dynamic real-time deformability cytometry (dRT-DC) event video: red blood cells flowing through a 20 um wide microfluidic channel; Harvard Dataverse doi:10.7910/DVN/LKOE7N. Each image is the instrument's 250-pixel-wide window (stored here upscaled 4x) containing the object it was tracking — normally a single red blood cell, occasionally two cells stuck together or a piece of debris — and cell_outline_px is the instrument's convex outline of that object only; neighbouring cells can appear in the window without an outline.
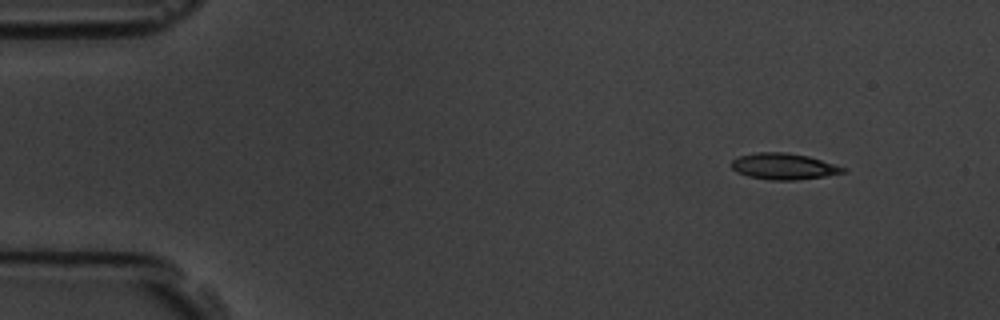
{"species": "common noctule bat (a hibernating species)", "species_latin": "Nyctalus noctula", "temperature_condition": "room temperature", "stored_images_in_passage": 5, "segment_of_instrument_passage": [2, 2], "camera_frame_rate_fps": 3000, "um_per_image_px": 0.085, "animal": {"sex": "male", "body_mass_g": 19.5, "forearm_length_mm": 54.6}, "frame": {"image": 1, "passage_image": 5, "time_ms": 4.667, "image_size_px": [1000, 320], "cell_outline_px": [[848, 172], [824, 176], [796, 180], [768, 180], [748, 176], [736, 172], [732, 168], [732, 160], [740, 156], [756, 152], [788, 152], [808, 156], [848, 168]], "centroid_in_image_um": [66.64, 14.14], "position_along_channel_um": 18.4, "area_um2": 17.17}}